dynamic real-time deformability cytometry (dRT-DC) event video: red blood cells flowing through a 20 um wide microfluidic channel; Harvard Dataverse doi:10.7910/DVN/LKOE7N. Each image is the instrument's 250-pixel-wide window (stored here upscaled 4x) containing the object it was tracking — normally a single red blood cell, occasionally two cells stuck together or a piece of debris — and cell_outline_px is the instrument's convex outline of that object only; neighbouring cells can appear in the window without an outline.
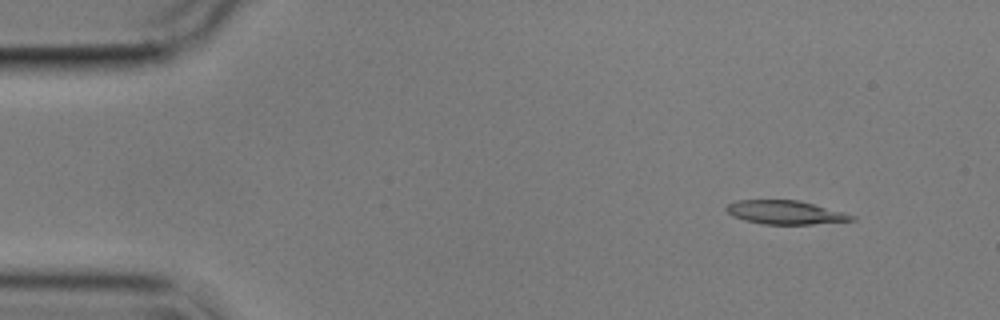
{"species": "common noctule bat (a hibernating species)", "species_latin": "Nyctalus noctula", "temperature_condition": "cold", "stored_images_in_passage": 53, "camera_frame_rate_fps": 3000, "um_per_image_px": 0.085, "animal": {"sex": "male", "body_mass_g": 17.9}, "frame": {"image": 1, "passage_image": 2, "time_ms": 0.333, "image_size_px": [1000, 320], "cell_outline_px": [[856, 220], [812, 224], [764, 224], [744, 220], [732, 216], [724, 208], [728, 204], [736, 200], [800, 200], [844, 212], [856, 216]], "centroid_in_image_um": [66.75, 18.05], "position_along_channel_um": 18.2, "area_um2": 17.34}}
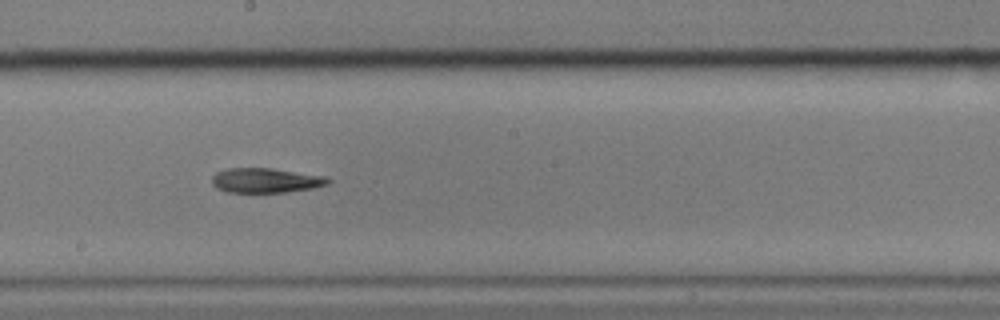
{"frame": {"image": 2, "passage_image": 27, "time_ms": 8.667, "image_size_px": [1000, 320], "cell_outline_px": [[332, 180], [328, 184], [312, 188], [288, 192], [228, 192], [216, 188], [212, 184], [212, 176], [216, 172], [228, 168], [272, 168], [324, 176]], "centroid_in_image_um": [22.57, 15.33], "position_along_channel_um": 225.6, "area_um2": 16.7}}
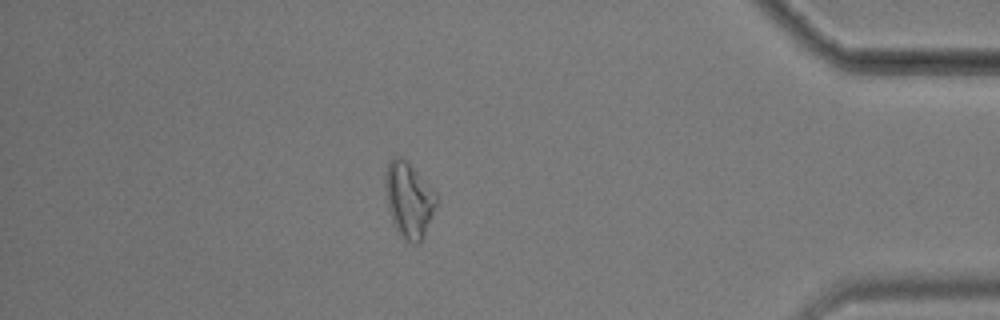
{"frame": {"image": 3, "passage_image": 45, "time_ms": 14.667, "image_size_px": [1000, 320], "cell_outline_px": [[436, 204], [424, 236], [420, 244], [412, 244], [404, 240], [396, 232], [388, 208], [384, 184], [384, 176], [388, 164], [392, 156], [400, 156], [436, 192]], "centroid_in_image_um": [34.72, 17.03], "position_along_channel_um": 400.5, "area_um2": 22.31}, "authors_computed_cell_mechanics": {"area_um2": 17.7446, "velocity_mm_per_s": 3.5512, "shape_relaxation_time_tau1_ms": 6.3892, "shape_relaxation_time_tau2_ms": null, "deformation_change_tau1": 0.2095, "deformation_change_tau2": null}}